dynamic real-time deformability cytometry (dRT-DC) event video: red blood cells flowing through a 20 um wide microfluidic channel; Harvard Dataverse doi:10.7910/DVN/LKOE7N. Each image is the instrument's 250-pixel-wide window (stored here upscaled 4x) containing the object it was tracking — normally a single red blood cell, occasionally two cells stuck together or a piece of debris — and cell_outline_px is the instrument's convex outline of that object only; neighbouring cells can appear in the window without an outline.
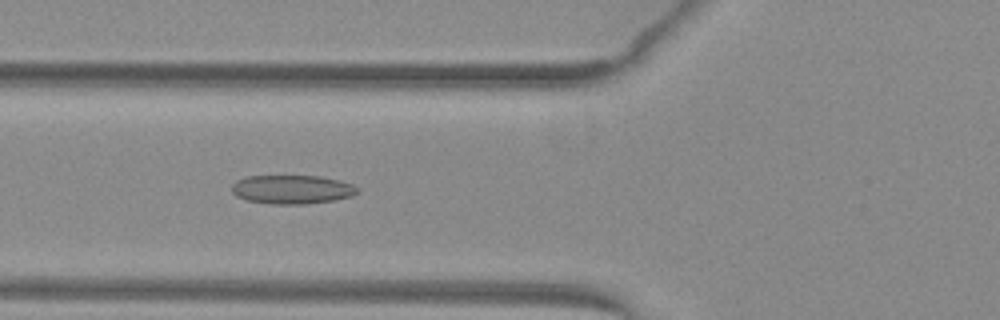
{"species": "common noctule bat (a hibernating species)", "species_latin": "Nyctalus noctula", "temperature_condition": "warm", "stored_images_in_passage": 52, "camera_frame_rate_fps": 3000, "um_per_image_px": 0.085, "animal": {"sex": "female", "body_mass_g": 29.2, "forearm_length_mm": 56.3}, "frame": {"image": 1, "passage_image": 21, "time_ms": 6.667, "image_size_px": [1000, 320], "cell_outline_px": [[360, 192], [352, 196], [332, 200], [308, 204], [272, 204], [248, 200], [236, 196], [232, 192], [232, 184], [236, 180], [244, 176], [320, 176], [340, 180], [352, 184], [360, 188]], "centroid_in_image_um": [24.84, 16.09], "position_along_channel_um": 101.0, "area_um2": 21.27}}
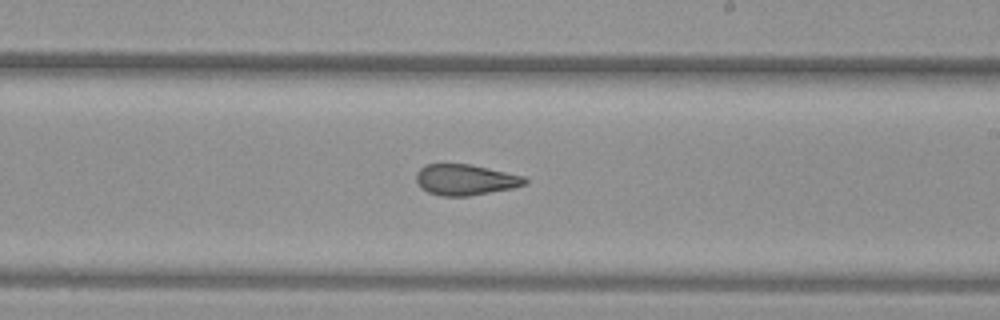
{"frame": {"image": 2, "passage_image": 32, "time_ms": 10.333, "image_size_px": [1000, 320], "cell_outline_px": [[528, 184], [512, 188], [468, 196], [440, 196], [428, 192], [420, 188], [416, 180], [416, 172], [424, 164], [472, 164], [524, 176], [528, 180]], "centroid_in_image_um": [39.54, 15.27], "position_along_channel_um": 249.5, "area_um2": 19.71}}
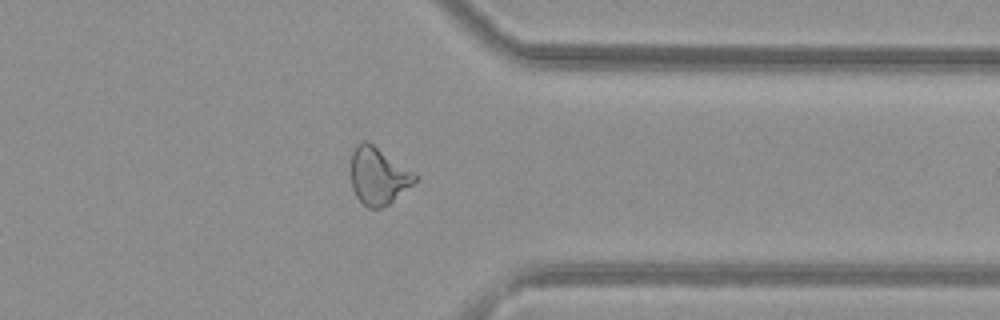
{"frame": {"image": 3, "passage_image": 42, "time_ms": 13.667, "image_size_px": [1000, 320], "cell_outline_px": [[420, 176], [412, 184], [388, 204], [380, 208], [368, 208], [356, 196], [352, 188], [352, 152], [356, 144], [364, 140], [368, 140]], "centroid_in_image_um": [32.15, 14.92], "position_along_channel_um": 379.2, "area_um2": 21.15}, "authors_computed_cell_mechanics": {"area_um2": 22.1085, "velocity_mm_per_s": 4.0443, "shape_relaxation_time_tau1_ms": null, "shape_relaxation_time_tau2_ms": 2.0625, "deformation_change_tau1": null, "deformation_change_tau2": 0.0936}}